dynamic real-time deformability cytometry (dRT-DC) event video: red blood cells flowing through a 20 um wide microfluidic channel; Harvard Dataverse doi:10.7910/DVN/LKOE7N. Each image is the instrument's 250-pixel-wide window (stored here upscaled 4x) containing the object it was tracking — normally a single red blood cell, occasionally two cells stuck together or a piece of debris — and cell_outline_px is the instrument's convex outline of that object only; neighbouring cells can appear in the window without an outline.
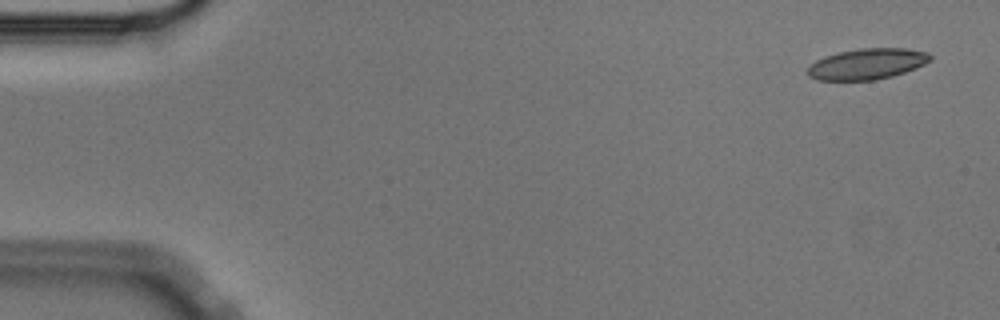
{"species": "Egyptian fruit bat (a non-hibernating species)", "species_latin": "Rousettus aegyptiacus", "temperature_condition": "cold", "stored_images_in_passage": 5, "camera_frame_rate_fps": 3000, "um_per_image_px": 0.085, "animal": {"sex": "male"}, "frame": {"image": 1, "passage_image": 3, "time_ms": 0.667, "image_size_px": [1000, 320], "cell_outline_px": [[932, 60], [916, 68], [892, 76], [876, 80], [816, 80], [808, 76], [808, 68], [816, 60], [824, 56], [840, 52], [860, 48], [908, 48], [928, 52], [932, 56]], "centroid_in_image_um": [73.73, 5.43], "position_along_channel_um": 11.3, "area_um2": 22.14}}